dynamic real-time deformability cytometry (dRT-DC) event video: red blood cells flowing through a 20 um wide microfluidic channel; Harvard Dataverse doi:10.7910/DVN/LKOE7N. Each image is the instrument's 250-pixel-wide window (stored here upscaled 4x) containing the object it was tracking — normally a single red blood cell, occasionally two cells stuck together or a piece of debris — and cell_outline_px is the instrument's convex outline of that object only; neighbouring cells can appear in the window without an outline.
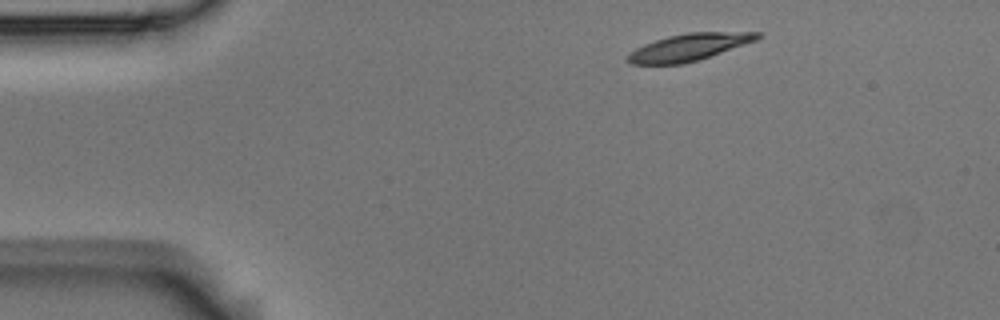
{"species": "Egyptian fruit bat (a non-hibernating species)", "species_latin": "Rousettus aegyptiacus", "temperature_condition": "room temperature", "stored_images_in_passage": 47, "camera_frame_rate_fps": 3000, "um_per_image_px": 0.085, "animal": {"sex": "male"}, "frame": {"image": 1, "passage_image": 1, "time_ms": 0.0, "image_size_px": [1000, 320], "cell_outline_px": [[764, 36], [756, 40], [684, 64], [628, 64], [624, 60], [636, 48], [644, 44], [668, 36], [688, 32], [764, 32]], "centroid_in_image_um": [58.55, 4.0], "position_along_channel_um": 26.5, "area_um2": 20.17}}
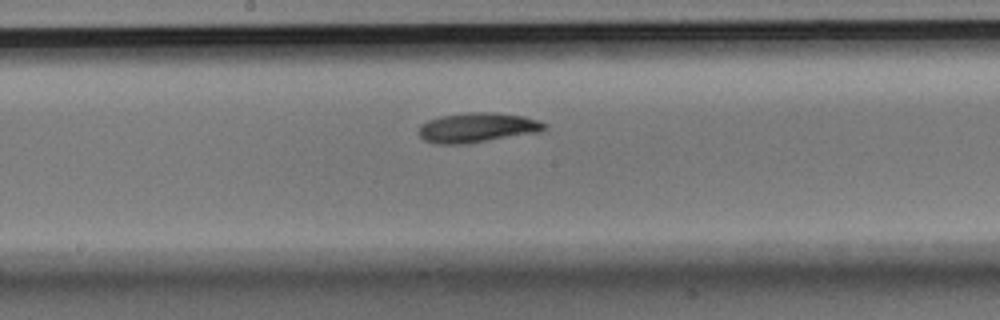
{"frame": {"image": 2, "passage_image": 21, "time_ms": 6.667, "image_size_px": [1000, 320], "cell_outline_px": [[548, 128], [540, 132], [460, 144], [436, 144], [424, 140], [420, 136], [420, 124], [428, 120], [440, 116], [472, 112], [492, 112], [524, 116], [548, 124]], "centroid_in_image_um": [40.58, 10.84], "position_along_channel_um": 207.6, "area_um2": 21.56}}
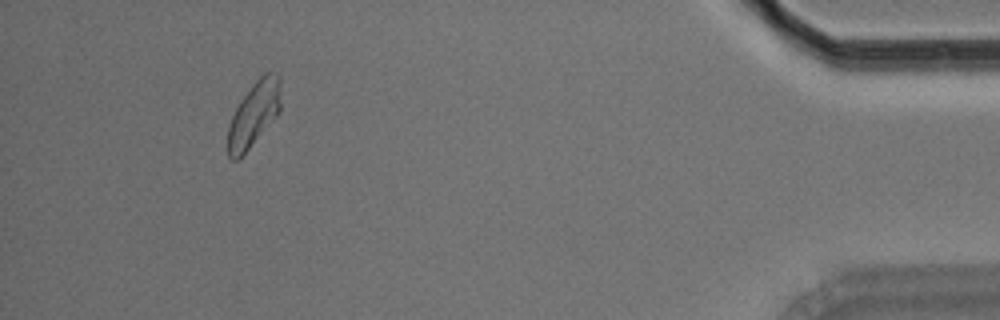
{"frame": {"image": 3, "passage_image": 43, "time_ms": 14.0, "image_size_px": [1000, 320], "cell_outline_px": [[280, 112], [248, 148], [236, 160], [232, 160], [228, 156], [228, 128], [232, 116], [240, 100], [252, 84], [264, 72], [280, 72]], "centroid_in_image_um": [21.6, 9.63], "position_along_channel_um": 413.6, "area_um2": 19.77}, "authors_computed_cell_mechanics": {"area_um2": 20.5768, "velocity_mm_per_s": 3.6739, "shape_relaxation_time_tau1_ms": 3.633, "shape_relaxation_time_tau2_ms": 5.2851, "deformation_change_tau1": 0.1177, "deformation_change_tau2": 0.1162}}